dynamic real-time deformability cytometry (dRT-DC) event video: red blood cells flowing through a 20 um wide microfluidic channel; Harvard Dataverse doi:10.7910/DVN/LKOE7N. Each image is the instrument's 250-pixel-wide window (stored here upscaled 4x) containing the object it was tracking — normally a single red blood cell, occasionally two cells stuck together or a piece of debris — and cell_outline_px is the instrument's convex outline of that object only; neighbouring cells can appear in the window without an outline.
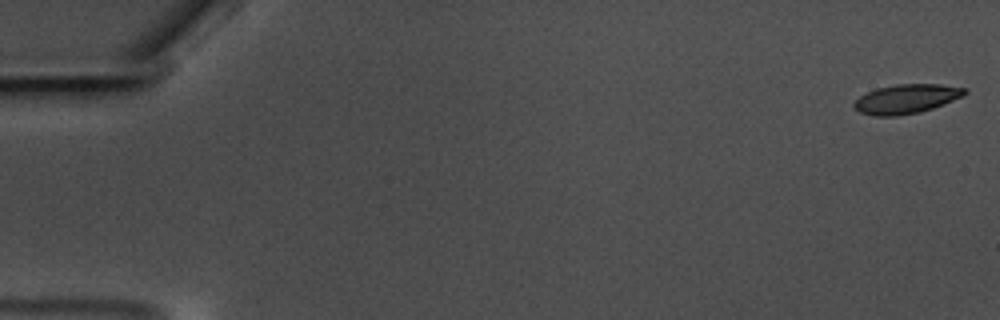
{"species": "common noctule bat (a hibernating species)", "species_latin": "Nyctalus noctula", "temperature_condition": "warm", "stored_images_in_passage": 58, "camera_frame_rate_fps": 3000, "um_per_image_px": 0.085, "animal": {"sex": "male", "body_mass_g": 17.5, "forearm_length_mm": 52.3}, "frame": {"image": 1, "passage_image": 1, "time_ms": 0.0, "image_size_px": [1000, 320], "cell_outline_px": [[968, 92], [964, 96], [944, 104], [920, 112], [896, 116], [876, 116], [860, 112], [852, 108], [852, 104], [860, 96], [876, 88], [896, 84], [940, 84], [968, 88]], "centroid_in_image_um": [77.06, 8.4], "position_along_channel_um": 7.9, "area_um2": 19.02}}
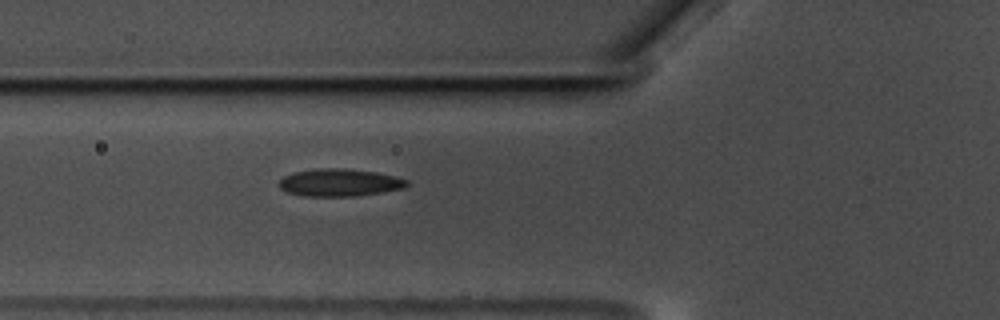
{"frame": {"image": 2, "passage_image": 22, "time_ms": 7.0, "image_size_px": [1000, 320], "cell_outline_px": [[408, 184], [404, 188], [356, 196], [304, 196], [288, 192], [280, 188], [276, 184], [284, 176], [292, 172], [316, 168], [344, 168], [376, 172], [396, 176], [408, 180]], "centroid_in_image_um": [28.83, 15.51], "position_along_channel_um": 97.0, "area_um2": 20.58}}
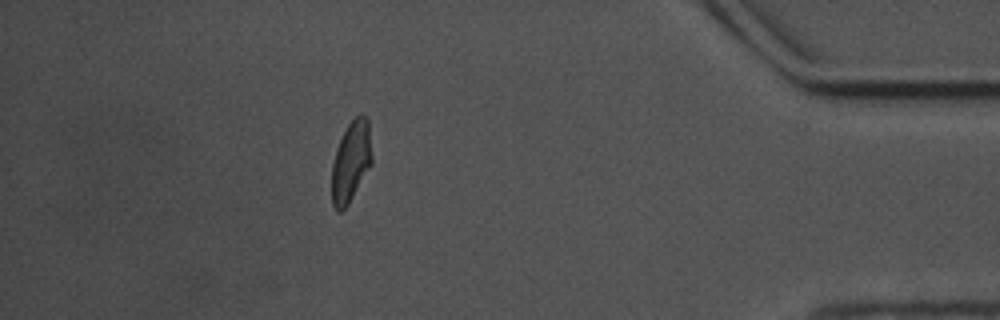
{"frame": {"image": 3, "passage_image": 52, "time_ms": 17.0, "image_size_px": [1000, 320], "cell_outline_px": [[372, 164], [348, 204], [340, 212], [336, 212], [332, 204], [332, 164], [336, 148], [348, 124], [360, 112], [368, 116], [372, 156]], "centroid_in_image_um": [29.84, 13.71], "position_along_channel_um": 405.4, "area_um2": 19.02}, "authors_computed_cell_mechanics": {"area_um2": 19.4786, "velocity_mm_per_s": 3.5237, "shape_relaxation_time_tau1_ms": 8.6425, "shape_relaxation_time_tau2_ms": 1.8955, "deformation_change_tau1": 0.2075, "deformation_change_tau2": 0.0965}}